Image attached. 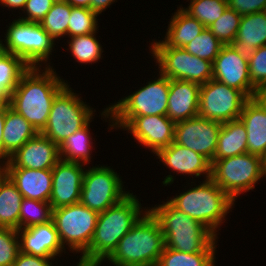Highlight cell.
Listing matches in <instances>:
<instances>
[{
    "mask_svg": "<svg viewBox=\"0 0 266 266\" xmlns=\"http://www.w3.org/2000/svg\"><path fill=\"white\" fill-rule=\"evenodd\" d=\"M54 70L53 64L50 67H31L21 77L9 103L39 133L47 124L55 97L68 85V81L66 83Z\"/></svg>",
    "mask_w": 266,
    "mask_h": 266,
    "instance_id": "cell-1",
    "label": "cell"
},
{
    "mask_svg": "<svg viewBox=\"0 0 266 266\" xmlns=\"http://www.w3.org/2000/svg\"><path fill=\"white\" fill-rule=\"evenodd\" d=\"M141 205L132 192L117 204L99 213L91 244L80 255L76 266H100L113 253L118 242L148 211Z\"/></svg>",
    "mask_w": 266,
    "mask_h": 266,
    "instance_id": "cell-2",
    "label": "cell"
},
{
    "mask_svg": "<svg viewBox=\"0 0 266 266\" xmlns=\"http://www.w3.org/2000/svg\"><path fill=\"white\" fill-rule=\"evenodd\" d=\"M148 208L165 238V247L184 253L216 252L218 236L168 201Z\"/></svg>",
    "mask_w": 266,
    "mask_h": 266,
    "instance_id": "cell-3",
    "label": "cell"
},
{
    "mask_svg": "<svg viewBox=\"0 0 266 266\" xmlns=\"http://www.w3.org/2000/svg\"><path fill=\"white\" fill-rule=\"evenodd\" d=\"M191 183L195 185L191 184L189 189L167 201L219 235L220 227L236 203L211 178L200 181L199 185L194 181Z\"/></svg>",
    "mask_w": 266,
    "mask_h": 266,
    "instance_id": "cell-4",
    "label": "cell"
},
{
    "mask_svg": "<svg viewBox=\"0 0 266 266\" xmlns=\"http://www.w3.org/2000/svg\"><path fill=\"white\" fill-rule=\"evenodd\" d=\"M165 248L157 220L147 211L104 261L114 266H156Z\"/></svg>",
    "mask_w": 266,
    "mask_h": 266,
    "instance_id": "cell-5",
    "label": "cell"
},
{
    "mask_svg": "<svg viewBox=\"0 0 266 266\" xmlns=\"http://www.w3.org/2000/svg\"><path fill=\"white\" fill-rule=\"evenodd\" d=\"M73 90L68 84L55 97L47 124L40 132L58 147L96 115L94 114L96 110L81 100L83 99L81 94Z\"/></svg>",
    "mask_w": 266,
    "mask_h": 266,
    "instance_id": "cell-6",
    "label": "cell"
},
{
    "mask_svg": "<svg viewBox=\"0 0 266 266\" xmlns=\"http://www.w3.org/2000/svg\"><path fill=\"white\" fill-rule=\"evenodd\" d=\"M264 177V159L250 153L211 162V179L234 201Z\"/></svg>",
    "mask_w": 266,
    "mask_h": 266,
    "instance_id": "cell-7",
    "label": "cell"
},
{
    "mask_svg": "<svg viewBox=\"0 0 266 266\" xmlns=\"http://www.w3.org/2000/svg\"><path fill=\"white\" fill-rule=\"evenodd\" d=\"M4 35L6 52L22 58L30 67H50L55 40L39 23L14 19ZM43 63V64H42Z\"/></svg>",
    "mask_w": 266,
    "mask_h": 266,
    "instance_id": "cell-8",
    "label": "cell"
},
{
    "mask_svg": "<svg viewBox=\"0 0 266 266\" xmlns=\"http://www.w3.org/2000/svg\"><path fill=\"white\" fill-rule=\"evenodd\" d=\"M149 51L157 72L169 79L185 80L203 85L213 78L212 62L194 56L184 47L167 46L162 40H152Z\"/></svg>",
    "mask_w": 266,
    "mask_h": 266,
    "instance_id": "cell-9",
    "label": "cell"
},
{
    "mask_svg": "<svg viewBox=\"0 0 266 266\" xmlns=\"http://www.w3.org/2000/svg\"><path fill=\"white\" fill-rule=\"evenodd\" d=\"M157 77L148 81L139 90L121 98L117 103L107 106L102 110L101 119L103 117L105 122L109 121L112 128L111 116H167L170 79L160 72Z\"/></svg>",
    "mask_w": 266,
    "mask_h": 266,
    "instance_id": "cell-10",
    "label": "cell"
},
{
    "mask_svg": "<svg viewBox=\"0 0 266 266\" xmlns=\"http://www.w3.org/2000/svg\"><path fill=\"white\" fill-rule=\"evenodd\" d=\"M99 213L79 203L53 209L52 221L64 249L82 255L90 246Z\"/></svg>",
    "mask_w": 266,
    "mask_h": 266,
    "instance_id": "cell-11",
    "label": "cell"
},
{
    "mask_svg": "<svg viewBox=\"0 0 266 266\" xmlns=\"http://www.w3.org/2000/svg\"><path fill=\"white\" fill-rule=\"evenodd\" d=\"M123 184L119 174L110 166H89L83 178L80 203L102 213L130 193L125 191Z\"/></svg>",
    "mask_w": 266,
    "mask_h": 266,
    "instance_id": "cell-12",
    "label": "cell"
},
{
    "mask_svg": "<svg viewBox=\"0 0 266 266\" xmlns=\"http://www.w3.org/2000/svg\"><path fill=\"white\" fill-rule=\"evenodd\" d=\"M175 124L165 115L111 116L110 130H127L140 146L156 154L174 142Z\"/></svg>",
    "mask_w": 266,
    "mask_h": 266,
    "instance_id": "cell-13",
    "label": "cell"
},
{
    "mask_svg": "<svg viewBox=\"0 0 266 266\" xmlns=\"http://www.w3.org/2000/svg\"><path fill=\"white\" fill-rule=\"evenodd\" d=\"M198 116L219 123L239 119L249 98L240 90L215 79L200 87Z\"/></svg>",
    "mask_w": 266,
    "mask_h": 266,
    "instance_id": "cell-14",
    "label": "cell"
},
{
    "mask_svg": "<svg viewBox=\"0 0 266 266\" xmlns=\"http://www.w3.org/2000/svg\"><path fill=\"white\" fill-rule=\"evenodd\" d=\"M222 123L196 116L175 124L174 143L213 161Z\"/></svg>",
    "mask_w": 266,
    "mask_h": 266,
    "instance_id": "cell-15",
    "label": "cell"
},
{
    "mask_svg": "<svg viewBox=\"0 0 266 266\" xmlns=\"http://www.w3.org/2000/svg\"><path fill=\"white\" fill-rule=\"evenodd\" d=\"M85 164L59 160L52 168L50 204L53 209L80 202Z\"/></svg>",
    "mask_w": 266,
    "mask_h": 266,
    "instance_id": "cell-16",
    "label": "cell"
},
{
    "mask_svg": "<svg viewBox=\"0 0 266 266\" xmlns=\"http://www.w3.org/2000/svg\"><path fill=\"white\" fill-rule=\"evenodd\" d=\"M212 65L213 79L242 91L249 99L253 98L257 90L249 77V63L231 44L223 45Z\"/></svg>",
    "mask_w": 266,
    "mask_h": 266,
    "instance_id": "cell-17",
    "label": "cell"
},
{
    "mask_svg": "<svg viewBox=\"0 0 266 266\" xmlns=\"http://www.w3.org/2000/svg\"><path fill=\"white\" fill-rule=\"evenodd\" d=\"M59 160V147L38 133L11 155L1 168L52 169Z\"/></svg>",
    "mask_w": 266,
    "mask_h": 266,
    "instance_id": "cell-18",
    "label": "cell"
},
{
    "mask_svg": "<svg viewBox=\"0 0 266 266\" xmlns=\"http://www.w3.org/2000/svg\"><path fill=\"white\" fill-rule=\"evenodd\" d=\"M22 253L44 258L61 257L66 253L59 240L53 221L17 230Z\"/></svg>",
    "mask_w": 266,
    "mask_h": 266,
    "instance_id": "cell-19",
    "label": "cell"
},
{
    "mask_svg": "<svg viewBox=\"0 0 266 266\" xmlns=\"http://www.w3.org/2000/svg\"><path fill=\"white\" fill-rule=\"evenodd\" d=\"M155 155L166 168L176 174L195 175V178L202 175L204 180L211 177V162L206 157L174 142L160 149Z\"/></svg>",
    "mask_w": 266,
    "mask_h": 266,
    "instance_id": "cell-20",
    "label": "cell"
},
{
    "mask_svg": "<svg viewBox=\"0 0 266 266\" xmlns=\"http://www.w3.org/2000/svg\"><path fill=\"white\" fill-rule=\"evenodd\" d=\"M201 85L170 79L167 117L175 123L198 116Z\"/></svg>",
    "mask_w": 266,
    "mask_h": 266,
    "instance_id": "cell-21",
    "label": "cell"
},
{
    "mask_svg": "<svg viewBox=\"0 0 266 266\" xmlns=\"http://www.w3.org/2000/svg\"><path fill=\"white\" fill-rule=\"evenodd\" d=\"M23 197L49 202L52 169L2 168Z\"/></svg>",
    "mask_w": 266,
    "mask_h": 266,
    "instance_id": "cell-22",
    "label": "cell"
},
{
    "mask_svg": "<svg viewBox=\"0 0 266 266\" xmlns=\"http://www.w3.org/2000/svg\"><path fill=\"white\" fill-rule=\"evenodd\" d=\"M231 45L247 61L250 60L257 48L266 45L264 13L256 12L242 16L235 41Z\"/></svg>",
    "mask_w": 266,
    "mask_h": 266,
    "instance_id": "cell-23",
    "label": "cell"
},
{
    "mask_svg": "<svg viewBox=\"0 0 266 266\" xmlns=\"http://www.w3.org/2000/svg\"><path fill=\"white\" fill-rule=\"evenodd\" d=\"M239 119L247 130V152L266 158V113L252 98L243 107Z\"/></svg>",
    "mask_w": 266,
    "mask_h": 266,
    "instance_id": "cell-24",
    "label": "cell"
},
{
    "mask_svg": "<svg viewBox=\"0 0 266 266\" xmlns=\"http://www.w3.org/2000/svg\"><path fill=\"white\" fill-rule=\"evenodd\" d=\"M39 132L19 113L6 105L3 128V163Z\"/></svg>",
    "mask_w": 266,
    "mask_h": 266,
    "instance_id": "cell-25",
    "label": "cell"
},
{
    "mask_svg": "<svg viewBox=\"0 0 266 266\" xmlns=\"http://www.w3.org/2000/svg\"><path fill=\"white\" fill-rule=\"evenodd\" d=\"M171 16L166 35L162 40L167 46L184 47L197 37L206 27L191 17L180 6Z\"/></svg>",
    "mask_w": 266,
    "mask_h": 266,
    "instance_id": "cell-26",
    "label": "cell"
},
{
    "mask_svg": "<svg viewBox=\"0 0 266 266\" xmlns=\"http://www.w3.org/2000/svg\"><path fill=\"white\" fill-rule=\"evenodd\" d=\"M247 153V130L240 119L223 123L213 161Z\"/></svg>",
    "mask_w": 266,
    "mask_h": 266,
    "instance_id": "cell-27",
    "label": "cell"
},
{
    "mask_svg": "<svg viewBox=\"0 0 266 266\" xmlns=\"http://www.w3.org/2000/svg\"><path fill=\"white\" fill-rule=\"evenodd\" d=\"M22 194L0 166V227L19 230Z\"/></svg>",
    "mask_w": 266,
    "mask_h": 266,
    "instance_id": "cell-28",
    "label": "cell"
},
{
    "mask_svg": "<svg viewBox=\"0 0 266 266\" xmlns=\"http://www.w3.org/2000/svg\"><path fill=\"white\" fill-rule=\"evenodd\" d=\"M94 117L81 129L71 134L63 144L59 146L61 160L90 164L93 148L92 136L90 134V123Z\"/></svg>",
    "mask_w": 266,
    "mask_h": 266,
    "instance_id": "cell-29",
    "label": "cell"
},
{
    "mask_svg": "<svg viewBox=\"0 0 266 266\" xmlns=\"http://www.w3.org/2000/svg\"><path fill=\"white\" fill-rule=\"evenodd\" d=\"M96 33L98 32L69 38L67 41L69 48L67 50H70L76 62L92 64L103 58L102 53L104 50L99 43L100 40L96 37Z\"/></svg>",
    "mask_w": 266,
    "mask_h": 266,
    "instance_id": "cell-30",
    "label": "cell"
},
{
    "mask_svg": "<svg viewBox=\"0 0 266 266\" xmlns=\"http://www.w3.org/2000/svg\"><path fill=\"white\" fill-rule=\"evenodd\" d=\"M50 202L23 197L19 214V229L29 228L52 221Z\"/></svg>",
    "mask_w": 266,
    "mask_h": 266,
    "instance_id": "cell-31",
    "label": "cell"
},
{
    "mask_svg": "<svg viewBox=\"0 0 266 266\" xmlns=\"http://www.w3.org/2000/svg\"><path fill=\"white\" fill-rule=\"evenodd\" d=\"M216 253H184L165 247L156 266H215Z\"/></svg>",
    "mask_w": 266,
    "mask_h": 266,
    "instance_id": "cell-32",
    "label": "cell"
},
{
    "mask_svg": "<svg viewBox=\"0 0 266 266\" xmlns=\"http://www.w3.org/2000/svg\"><path fill=\"white\" fill-rule=\"evenodd\" d=\"M72 6L67 2L54 3L44 19L39 23L56 41L67 36Z\"/></svg>",
    "mask_w": 266,
    "mask_h": 266,
    "instance_id": "cell-33",
    "label": "cell"
},
{
    "mask_svg": "<svg viewBox=\"0 0 266 266\" xmlns=\"http://www.w3.org/2000/svg\"><path fill=\"white\" fill-rule=\"evenodd\" d=\"M189 1V0H187ZM187 7L181 8L191 17L196 18L205 27L218 20L228 7L227 0H190Z\"/></svg>",
    "mask_w": 266,
    "mask_h": 266,
    "instance_id": "cell-34",
    "label": "cell"
},
{
    "mask_svg": "<svg viewBox=\"0 0 266 266\" xmlns=\"http://www.w3.org/2000/svg\"><path fill=\"white\" fill-rule=\"evenodd\" d=\"M98 14L89 8L73 7L71 10L67 37H76L97 32L99 28Z\"/></svg>",
    "mask_w": 266,
    "mask_h": 266,
    "instance_id": "cell-35",
    "label": "cell"
},
{
    "mask_svg": "<svg viewBox=\"0 0 266 266\" xmlns=\"http://www.w3.org/2000/svg\"><path fill=\"white\" fill-rule=\"evenodd\" d=\"M222 47L223 44L206 27L197 37L184 46V49L194 56L213 63Z\"/></svg>",
    "mask_w": 266,
    "mask_h": 266,
    "instance_id": "cell-36",
    "label": "cell"
},
{
    "mask_svg": "<svg viewBox=\"0 0 266 266\" xmlns=\"http://www.w3.org/2000/svg\"><path fill=\"white\" fill-rule=\"evenodd\" d=\"M241 17L242 15L227 7L223 15L207 28L223 45H228L235 41Z\"/></svg>",
    "mask_w": 266,
    "mask_h": 266,
    "instance_id": "cell-37",
    "label": "cell"
},
{
    "mask_svg": "<svg viewBox=\"0 0 266 266\" xmlns=\"http://www.w3.org/2000/svg\"><path fill=\"white\" fill-rule=\"evenodd\" d=\"M19 251L17 230L0 227V266H13Z\"/></svg>",
    "mask_w": 266,
    "mask_h": 266,
    "instance_id": "cell-38",
    "label": "cell"
},
{
    "mask_svg": "<svg viewBox=\"0 0 266 266\" xmlns=\"http://www.w3.org/2000/svg\"><path fill=\"white\" fill-rule=\"evenodd\" d=\"M30 68L22 58L6 52L0 57V80H21Z\"/></svg>",
    "mask_w": 266,
    "mask_h": 266,
    "instance_id": "cell-39",
    "label": "cell"
},
{
    "mask_svg": "<svg viewBox=\"0 0 266 266\" xmlns=\"http://www.w3.org/2000/svg\"><path fill=\"white\" fill-rule=\"evenodd\" d=\"M248 63L252 86L256 90L266 89V45L257 48Z\"/></svg>",
    "mask_w": 266,
    "mask_h": 266,
    "instance_id": "cell-40",
    "label": "cell"
},
{
    "mask_svg": "<svg viewBox=\"0 0 266 266\" xmlns=\"http://www.w3.org/2000/svg\"><path fill=\"white\" fill-rule=\"evenodd\" d=\"M51 0H27L23 11V16L18 19L34 23H41L47 12L53 6ZM26 13V14H25Z\"/></svg>",
    "mask_w": 266,
    "mask_h": 266,
    "instance_id": "cell-41",
    "label": "cell"
},
{
    "mask_svg": "<svg viewBox=\"0 0 266 266\" xmlns=\"http://www.w3.org/2000/svg\"><path fill=\"white\" fill-rule=\"evenodd\" d=\"M228 7L244 16L262 12L266 7V0H227Z\"/></svg>",
    "mask_w": 266,
    "mask_h": 266,
    "instance_id": "cell-42",
    "label": "cell"
},
{
    "mask_svg": "<svg viewBox=\"0 0 266 266\" xmlns=\"http://www.w3.org/2000/svg\"><path fill=\"white\" fill-rule=\"evenodd\" d=\"M54 259L29 255L19 251L13 266H54L52 264Z\"/></svg>",
    "mask_w": 266,
    "mask_h": 266,
    "instance_id": "cell-43",
    "label": "cell"
},
{
    "mask_svg": "<svg viewBox=\"0 0 266 266\" xmlns=\"http://www.w3.org/2000/svg\"><path fill=\"white\" fill-rule=\"evenodd\" d=\"M20 80H0V102L9 105L11 95L18 86Z\"/></svg>",
    "mask_w": 266,
    "mask_h": 266,
    "instance_id": "cell-44",
    "label": "cell"
},
{
    "mask_svg": "<svg viewBox=\"0 0 266 266\" xmlns=\"http://www.w3.org/2000/svg\"><path fill=\"white\" fill-rule=\"evenodd\" d=\"M116 1L117 0H90V10L100 15Z\"/></svg>",
    "mask_w": 266,
    "mask_h": 266,
    "instance_id": "cell-45",
    "label": "cell"
},
{
    "mask_svg": "<svg viewBox=\"0 0 266 266\" xmlns=\"http://www.w3.org/2000/svg\"><path fill=\"white\" fill-rule=\"evenodd\" d=\"M6 116V105L0 109V166L3 164V128Z\"/></svg>",
    "mask_w": 266,
    "mask_h": 266,
    "instance_id": "cell-46",
    "label": "cell"
},
{
    "mask_svg": "<svg viewBox=\"0 0 266 266\" xmlns=\"http://www.w3.org/2000/svg\"><path fill=\"white\" fill-rule=\"evenodd\" d=\"M27 0H0V3L2 4V7H8L11 9L18 10L20 9L21 11L24 9L25 4Z\"/></svg>",
    "mask_w": 266,
    "mask_h": 266,
    "instance_id": "cell-47",
    "label": "cell"
},
{
    "mask_svg": "<svg viewBox=\"0 0 266 266\" xmlns=\"http://www.w3.org/2000/svg\"><path fill=\"white\" fill-rule=\"evenodd\" d=\"M253 99L262 107L266 113V89L257 90Z\"/></svg>",
    "mask_w": 266,
    "mask_h": 266,
    "instance_id": "cell-48",
    "label": "cell"
},
{
    "mask_svg": "<svg viewBox=\"0 0 266 266\" xmlns=\"http://www.w3.org/2000/svg\"><path fill=\"white\" fill-rule=\"evenodd\" d=\"M73 7H85L90 9V0H64Z\"/></svg>",
    "mask_w": 266,
    "mask_h": 266,
    "instance_id": "cell-49",
    "label": "cell"
},
{
    "mask_svg": "<svg viewBox=\"0 0 266 266\" xmlns=\"http://www.w3.org/2000/svg\"><path fill=\"white\" fill-rule=\"evenodd\" d=\"M3 41L4 39H0V57L6 53L5 44Z\"/></svg>",
    "mask_w": 266,
    "mask_h": 266,
    "instance_id": "cell-50",
    "label": "cell"
},
{
    "mask_svg": "<svg viewBox=\"0 0 266 266\" xmlns=\"http://www.w3.org/2000/svg\"><path fill=\"white\" fill-rule=\"evenodd\" d=\"M264 177L266 180V158L264 159Z\"/></svg>",
    "mask_w": 266,
    "mask_h": 266,
    "instance_id": "cell-51",
    "label": "cell"
},
{
    "mask_svg": "<svg viewBox=\"0 0 266 266\" xmlns=\"http://www.w3.org/2000/svg\"><path fill=\"white\" fill-rule=\"evenodd\" d=\"M53 3H60V2H64V0H51Z\"/></svg>",
    "mask_w": 266,
    "mask_h": 266,
    "instance_id": "cell-52",
    "label": "cell"
},
{
    "mask_svg": "<svg viewBox=\"0 0 266 266\" xmlns=\"http://www.w3.org/2000/svg\"><path fill=\"white\" fill-rule=\"evenodd\" d=\"M264 13V16L266 17V7L262 11Z\"/></svg>",
    "mask_w": 266,
    "mask_h": 266,
    "instance_id": "cell-53",
    "label": "cell"
},
{
    "mask_svg": "<svg viewBox=\"0 0 266 266\" xmlns=\"http://www.w3.org/2000/svg\"><path fill=\"white\" fill-rule=\"evenodd\" d=\"M4 106V104L2 102H0V109Z\"/></svg>",
    "mask_w": 266,
    "mask_h": 266,
    "instance_id": "cell-54",
    "label": "cell"
}]
</instances>
